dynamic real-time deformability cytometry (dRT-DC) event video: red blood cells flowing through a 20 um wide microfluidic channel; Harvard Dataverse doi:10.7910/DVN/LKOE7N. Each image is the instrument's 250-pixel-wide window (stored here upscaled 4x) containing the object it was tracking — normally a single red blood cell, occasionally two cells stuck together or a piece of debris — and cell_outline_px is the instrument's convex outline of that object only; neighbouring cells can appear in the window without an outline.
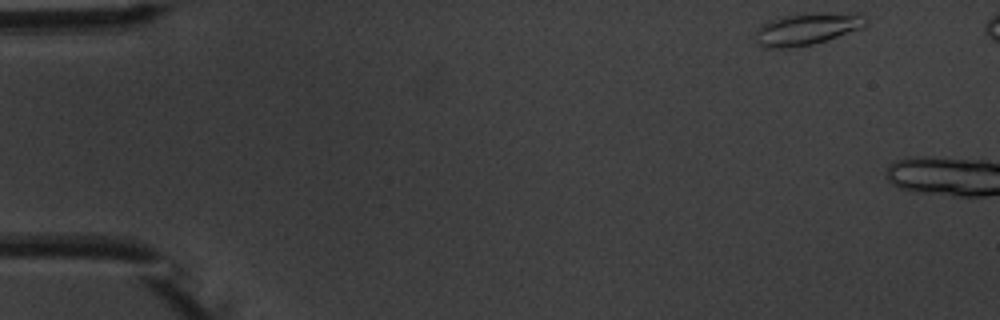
{"species": "common noctule bat (a hibernating species)", "species_latin": "Nyctalus noctula", "temperature_condition": "warm", "stored_images_in_passage": 2, "camera_frame_rate_fps": 3000, "um_per_image_px": 0.085, "animal": {"sex": "male", "body_mass_g": 20.1, "forearm_length_mm": 53.5}, "frame": {"image": 1, "passage_image": 1, "time_ms": 0.0, "image_size_px": [1000, 320], "cell_outline_px": [[868, 24], [828, 40], [812, 44], [792, 48], [764, 48], [756, 40], [756, 28], [768, 20], [784, 16], [868, 16]], "centroid_in_image_um": [68.44, 2.55], "position_along_channel_um": 16.6, "area_um2": 19.13}}